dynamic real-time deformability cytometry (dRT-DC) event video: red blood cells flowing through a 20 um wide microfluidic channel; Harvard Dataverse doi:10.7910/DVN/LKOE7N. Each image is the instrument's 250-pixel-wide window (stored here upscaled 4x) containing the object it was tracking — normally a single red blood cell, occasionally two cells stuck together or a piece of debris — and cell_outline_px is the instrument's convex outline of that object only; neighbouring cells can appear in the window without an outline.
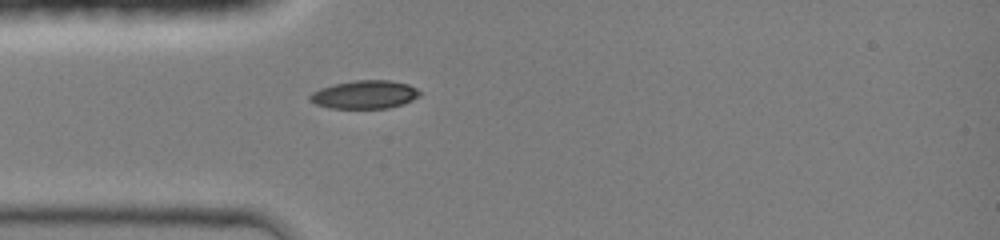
{"species": "common noctule bat (a hibernating species)", "species_latin": "Nyctalus noctula", "temperature_condition": "room temperature", "stored_images_in_passage": 33, "camera_frame_rate_fps": 3000, "um_per_image_px": 0.085, "animal": {"sex": "female", "body_mass_g": 19.0, "forearm_length_mm": 51.5}, "frame": {"image": 1, "passage_image": 1, "time_ms": 0.0, "image_size_px": [1000, 240], "cell_outline_px": [[420, 96], [412, 100], [388, 108], [328, 108], [316, 104], [308, 100], [308, 96], [312, 92], [320, 88], [332, 84], [356, 80], [388, 80], [408, 84], [416, 88], [420, 92]], "centroid_in_image_um": [30.95, 8.03], "position_along_channel_um": 54.0, "area_um2": 18.09}}
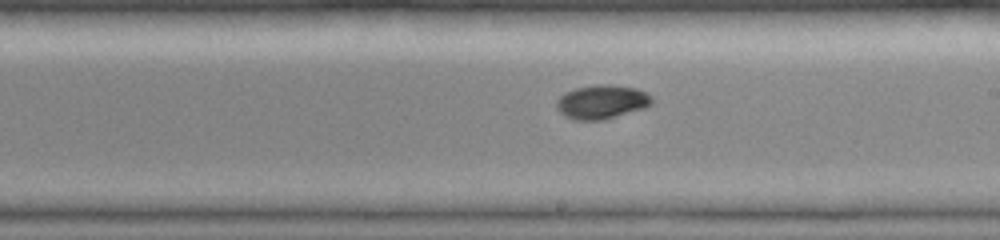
{"frame": {"image": 2, "passage_image": 14, "time_ms": 4.333, "image_size_px": [1000, 240], "cell_outline_px": [[652, 104], [644, 108], [600, 120], [572, 120], [564, 116], [556, 108], [556, 100], [564, 92], [576, 88], [596, 84], [608, 84], [636, 88], [652, 96]], "centroid_in_image_um": [51.11, 8.65], "position_along_channel_um": 237.9, "area_um2": 18.84}}
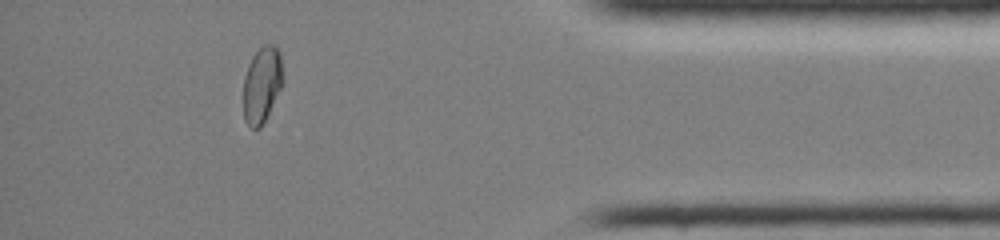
{"frame": {"image": 3, "passage_image": 28, "time_ms": 9.0, "image_size_px": [1000, 240], "cell_outline_px": [[284, 80], [260, 128], [252, 128], [244, 120], [244, 76], [252, 56], [264, 44], [272, 44], [280, 52]], "centroid_in_image_um": [22.27, 7.16], "position_along_channel_um": 412.9, "area_um2": 17.22}, "authors_computed_cell_mechanics": {"area_um2": 17.918, "velocity_mm_per_s": 4.3171, "shape_relaxation_time_tau1_ms": 5.071, "shape_relaxation_time_tau2_ms": 5.3216, "deformation_change_tau1": 0.1858, "deformation_change_tau2": 0.0352}}